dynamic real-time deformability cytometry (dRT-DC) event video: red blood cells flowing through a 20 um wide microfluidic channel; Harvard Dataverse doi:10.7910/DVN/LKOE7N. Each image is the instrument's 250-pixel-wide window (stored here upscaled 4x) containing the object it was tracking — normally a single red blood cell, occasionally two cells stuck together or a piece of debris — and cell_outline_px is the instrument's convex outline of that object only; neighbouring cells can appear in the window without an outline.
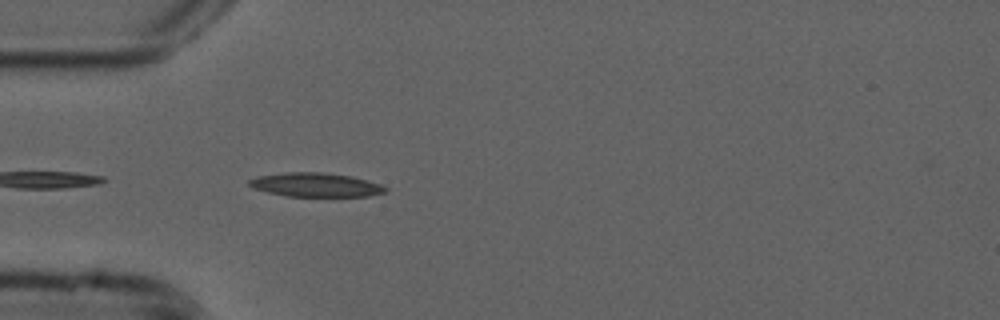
{"species": "common noctule bat (a hibernating species)", "species_latin": "Nyctalus noctula", "temperature_condition": "cold", "stored_images_in_passage": 7, "camera_frame_rate_fps": 3000, "um_per_image_px": 0.085, "animal": {"sex": "male", "forearm_length_mm": 52.5}, "frame": {"image": 1, "passage_image": 2, "time_ms": 0.333, "image_size_px": [1000, 320], "cell_outline_px": [[388, 192], [368, 196], [288, 196], [268, 192], [252, 188], [248, 184], [248, 180], [260, 176], [288, 172], [320, 172], [352, 176], [380, 184], [388, 188]], "centroid_in_image_um": [26.86, 15.71], "position_along_channel_um": 58.1, "area_um2": 18.9}}